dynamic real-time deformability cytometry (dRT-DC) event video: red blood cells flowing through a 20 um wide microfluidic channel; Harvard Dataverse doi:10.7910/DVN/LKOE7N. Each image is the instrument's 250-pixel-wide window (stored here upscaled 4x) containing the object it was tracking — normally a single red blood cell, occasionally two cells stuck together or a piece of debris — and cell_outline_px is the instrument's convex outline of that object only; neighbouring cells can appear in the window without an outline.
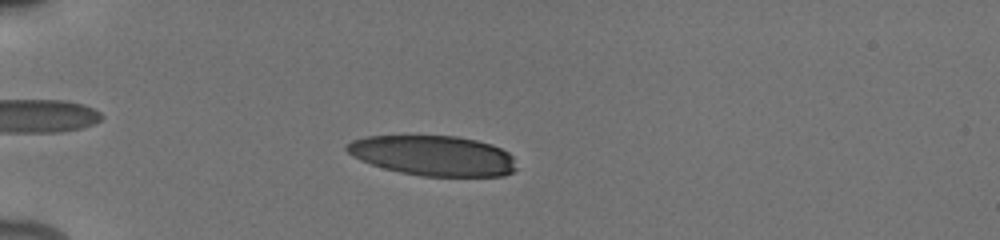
{"species": "human", "species_latin": "Homo sapiens", "temperature_condition": "cold", "stored_images_in_passage": 24, "camera_frame_rate_fps": 3000, "um_per_image_px": 0.085, "donor": {"sex": "male"}, "frame": {"image": 1, "passage_image": 7, "time_ms": 1.667, "image_size_px": [1000, 240], "cell_outline_px": [[516, 168], [512, 172], [504, 176], [424, 176], [400, 172], [384, 168], [360, 160], [352, 156], [344, 148], [352, 140], [364, 136], [456, 136], [476, 140], [492, 144], [508, 152], [512, 156]], "centroid_in_image_um": [36.82, 13.22], "position_along_channel_um": 48.2, "area_um2": 39.59}}
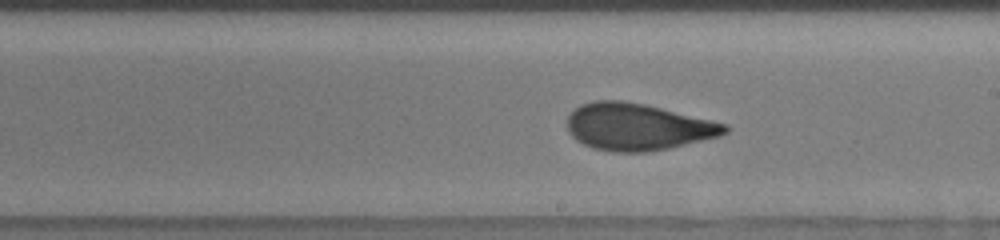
{"frame": {"image": 2, "passage_image": 21, "time_ms": 7.333, "image_size_px": [1000, 240], "cell_outline_px": [[728, 132], [720, 136], [668, 148], [648, 152], [612, 152], [592, 148], [576, 140], [568, 132], [568, 116], [580, 104], [592, 100], [624, 100], [644, 104], [712, 120], [728, 124]], "centroid_in_image_um": [54.18, 10.78], "position_along_channel_um": 234.8, "area_um2": 43.12}}
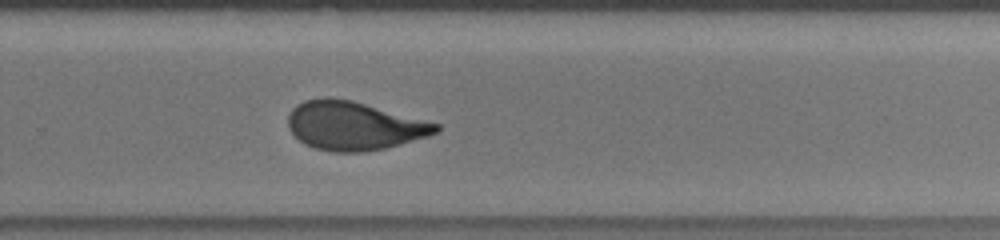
{"frame": {"image": 3, "passage_image": 24, "time_ms": 9.0, "image_size_px": [1000, 240], "cell_outline_px": [[440, 128], [436, 132], [428, 136], [384, 148], [364, 152], [332, 152], [316, 148], [304, 144], [288, 128], [288, 116], [292, 108], [296, 104], [304, 100], [324, 96], [328, 96], [352, 100], [440, 124]], "centroid_in_image_um": [30.04, 10.67], "position_along_channel_um": 299.8, "area_um2": 41.85}}